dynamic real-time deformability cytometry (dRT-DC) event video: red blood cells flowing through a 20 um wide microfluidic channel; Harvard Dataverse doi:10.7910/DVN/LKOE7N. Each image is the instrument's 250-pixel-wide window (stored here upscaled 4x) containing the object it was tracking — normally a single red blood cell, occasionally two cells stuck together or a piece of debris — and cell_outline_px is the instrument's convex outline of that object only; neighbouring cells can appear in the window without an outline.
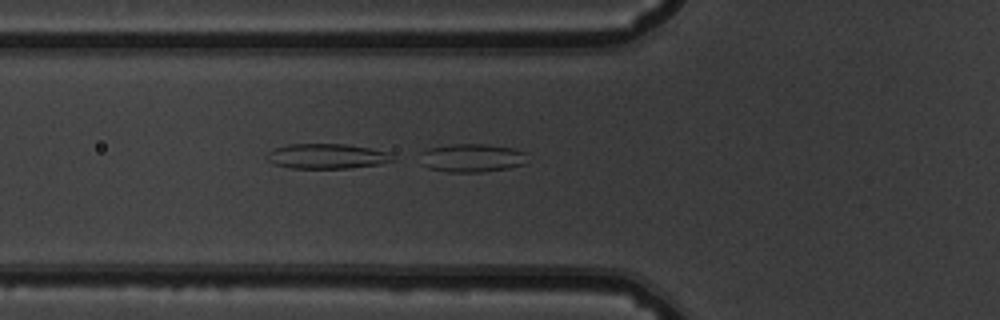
{"species": "common noctule bat (a hibernating species)", "species_latin": "Nyctalus noctula", "temperature_condition": "warm", "stored_images_in_passage": 53, "camera_frame_rate_fps": 3000, "um_per_image_px": 0.085, "animal": {"sex": "male", "body_mass_g": 19.5, "forearm_length_mm": 54.6}, "frame": {"image": 1, "passage_image": 19, "time_ms": 6.0, "image_size_px": [1000, 320], "cell_outline_px": [[524, 164], [508, 168], [484, 172], [448, 172], [428, 168], [420, 164], [420, 152], [428, 148], [452, 144], [484, 144], [512, 148], [524, 152]], "centroid_in_image_um": [40.02, 13.43], "position_along_channel_um": 85.8, "area_um2": 17.74}}
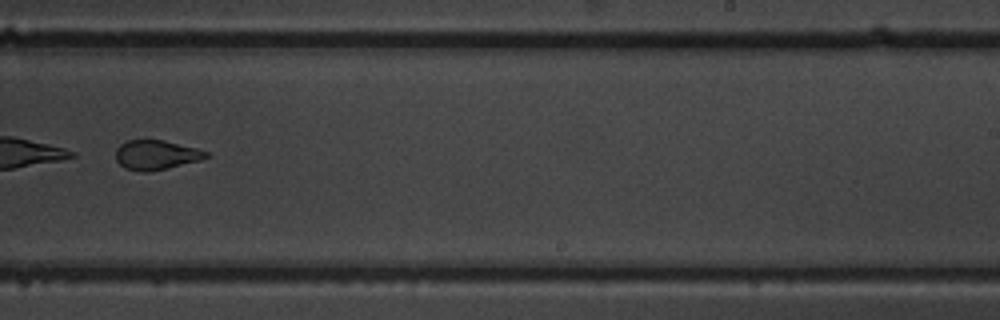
{"frame": {"image": 2, "passage_image": 34, "time_ms": 11.0, "image_size_px": [1000, 320], "cell_outline_px": [[212, 156], [200, 160], [168, 168], [148, 172], [140, 172], [124, 168], [116, 160], [116, 148], [120, 144], [128, 140], [164, 140], [196, 148], [208, 152]], "centroid_in_image_um": [13.27, 13.17], "position_along_channel_um": 275.7, "area_um2": 15.66}}
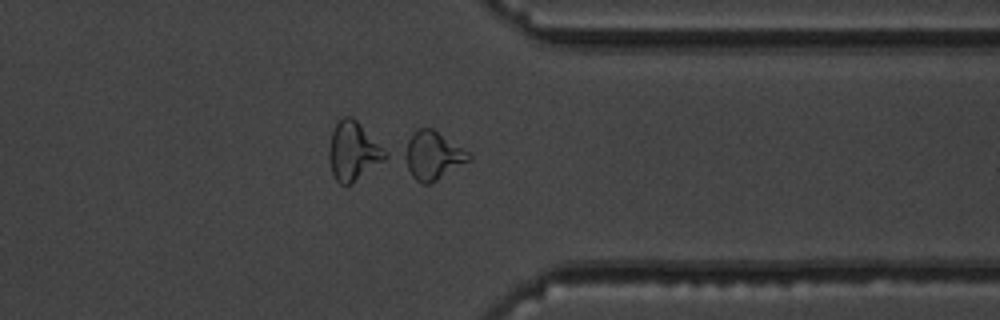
{"frame": {"image": 3, "passage_image": 42, "time_ms": 13.667, "image_size_px": [1000, 320], "cell_outline_px": [[472, 156], [468, 160], [436, 180], [428, 184], [420, 184], [412, 176], [400, 156], [400, 152], [412, 132], [416, 128], [432, 128], [468, 152]], "centroid_in_image_um": [36.66, 13.2], "position_along_channel_um": 374.7, "area_um2": 18.09}}